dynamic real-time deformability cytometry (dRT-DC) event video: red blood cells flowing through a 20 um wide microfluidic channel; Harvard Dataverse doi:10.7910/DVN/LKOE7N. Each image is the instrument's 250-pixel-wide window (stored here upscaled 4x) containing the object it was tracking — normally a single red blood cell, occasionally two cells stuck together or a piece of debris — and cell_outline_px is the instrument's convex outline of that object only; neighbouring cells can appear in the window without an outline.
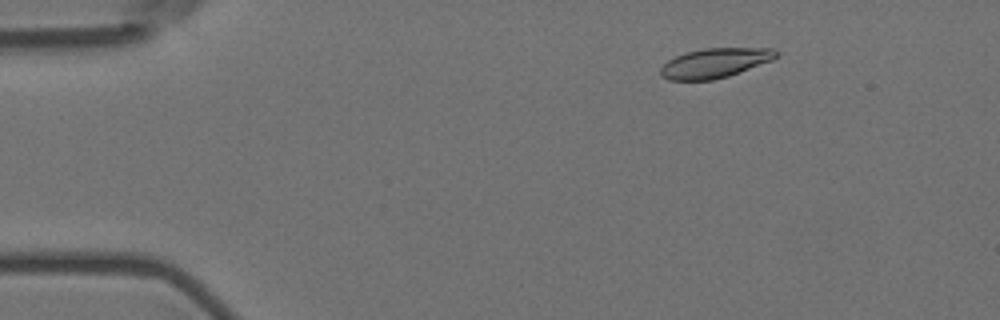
{"species": "Egyptian fruit bat (a non-hibernating species)", "species_latin": "Rousettus aegyptiacus", "temperature_condition": "room temperature", "stored_images_in_passage": 53, "camera_frame_rate_fps": 3000, "um_per_image_px": 0.085, "animal": {"sex": "female"}, "frame": {"image": 1, "passage_image": 4, "time_ms": 1.0, "image_size_px": [1000, 320], "cell_outline_px": [[780, 52], [772, 60], [728, 76], [712, 80], [668, 80], [660, 76], [660, 68], [668, 60], [676, 56], [688, 52], [704, 48], [776, 48]], "centroid_in_image_um": [60.76, 5.35], "position_along_channel_um": 24.2, "area_um2": 19.88}}
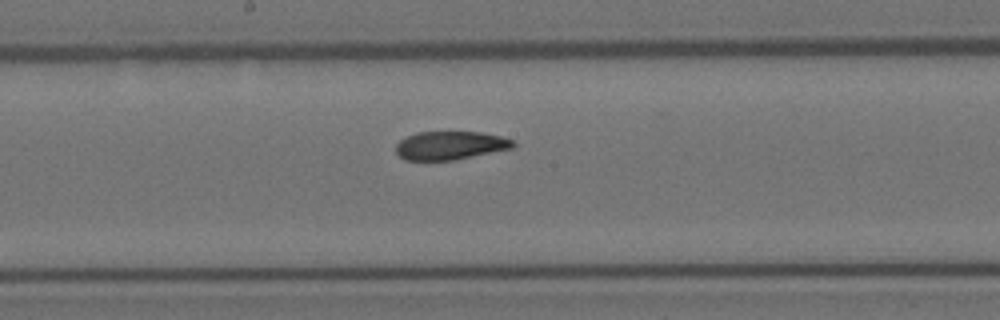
{"frame": {"image": 2, "passage_image": 26, "time_ms": 8.333, "image_size_px": [1000, 320], "cell_outline_px": [[516, 144], [512, 148], [452, 160], [404, 160], [396, 152], [396, 144], [400, 140], [416, 132], [480, 132], [500, 136], [512, 140]], "centroid_in_image_um": [38.24, 12.36], "position_along_channel_um": 210.0, "area_um2": 19.19}}
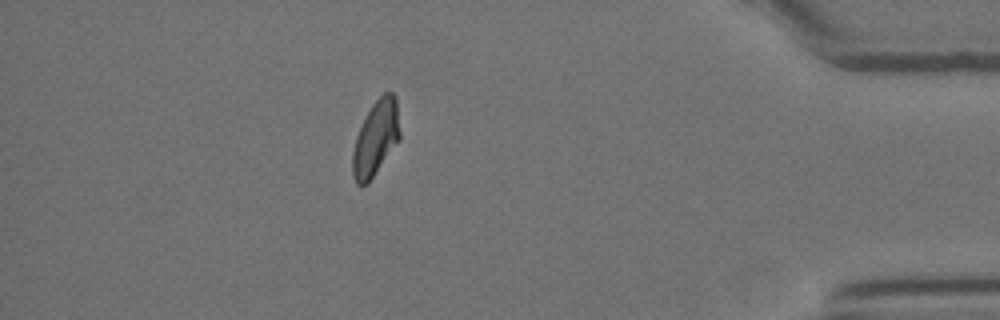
{"frame": {"image": 3, "passage_image": 46, "time_ms": 15.0, "image_size_px": [1000, 320], "cell_outline_px": [[400, 140], [368, 184], [356, 184], [352, 176], [352, 152], [356, 136], [372, 104], [384, 92], [392, 92], [396, 96], [400, 132]], "centroid_in_image_um": [31.95, 11.77], "position_along_channel_um": 403.3, "area_um2": 20.75}, "authors_computed_cell_mechanics": {"area_um2": 20.4612, "velocity_mm_per_s": 3.5622, "shape_relaxation_time_tau1_ms": 6.6031, "shape_relaxation_time_tau2_ms": 2.2043, "deformation_change_tau1": 0.1828, "deformation_change_tau2": 0.0661}}